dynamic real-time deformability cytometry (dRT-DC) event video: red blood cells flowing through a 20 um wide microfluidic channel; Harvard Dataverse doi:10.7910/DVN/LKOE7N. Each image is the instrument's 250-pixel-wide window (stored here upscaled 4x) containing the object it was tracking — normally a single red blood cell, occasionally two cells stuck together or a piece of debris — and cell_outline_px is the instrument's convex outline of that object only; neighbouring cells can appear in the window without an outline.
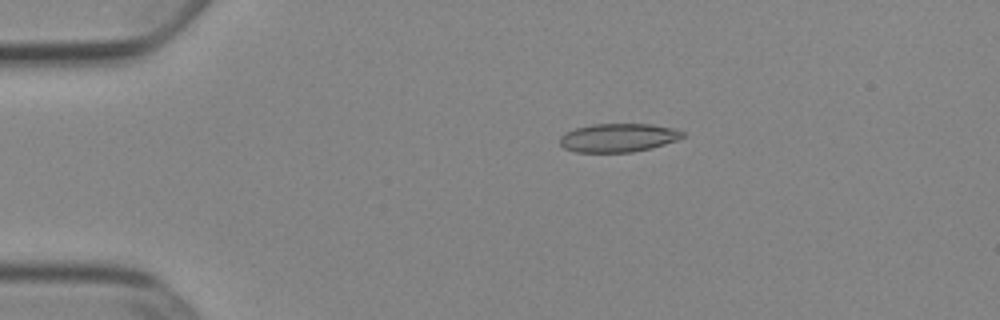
{"species": "Egyptian fruit bat (a non-hibernating species)", "species_latin": "Rousettus aegyptiacus", "temperature_condition": "cold", "stored_images_in_passage": 52, "camera_frame_rate_fps": 3000, "um_per_image_px": 0.085, "animal": {"sex": "female"}, "frame": {"image": 1, "passage_image": 11, "time_ms": 3.333, "image_size_px": [1000, 320], "cell_outline_px": [[684, 136], [676, 140], [652, 148], [632, 152], [576, 152], [564, 148], [560, 144], [560, 136], [576, 128], [592, 124], [652, 124], [676, 128], [684, 132]], "centroid_in_image_um": [52.58, 11.7], "position_along_channel_um": 32.4, "area_um2": 20.4}}
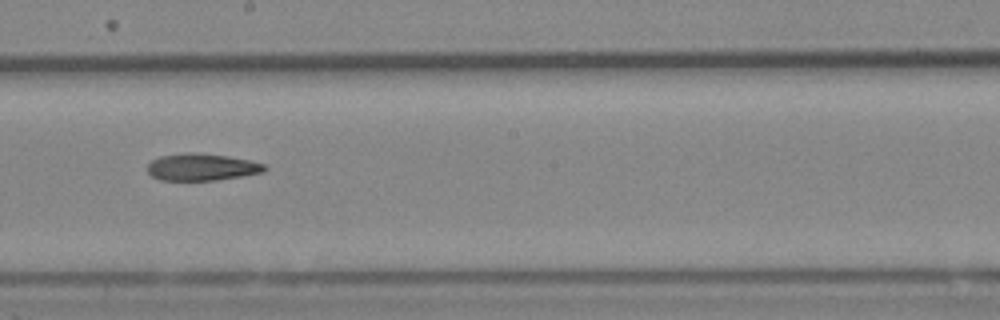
{"frame": {"image": 2, "passage_image": 30, "time_ms": 9.667, "image_size_px": [1000, 320], "cell_outline_px": [[268, 168], [264, 172], [216, 180], [160, 180], [152, 176], [148, 172], [148, 164], [152, 160], [160, 156], [188, 152], [192, 152], [228, 156], [248, 160], [264, 164]], "centroid_in_image_um": [17.14, 14.2], "position_along_channel_um": 231.1, "area_um2": 18.32}}
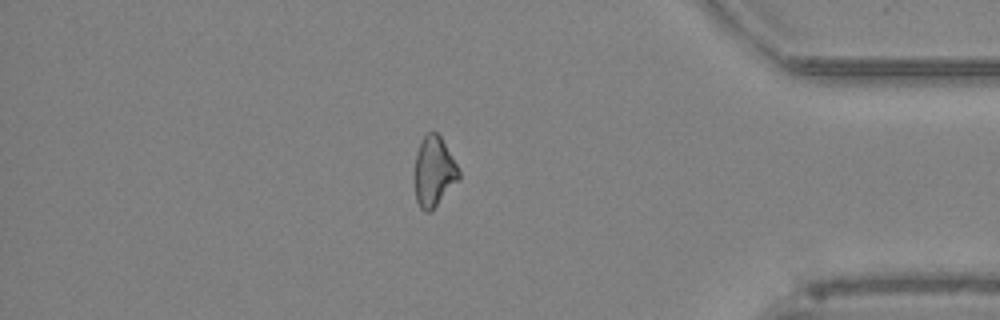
{"frame": {"image": 3, "passage_image": 45, "time_ms": 14.667, "image_size_px": [1000, 320], "cell_outline_px": [[460, 180], [432, 212], [424, 212], [420, 208], [416, 200], [412, 180], [416, 152], [424, 136], [428, 132], [436, 132], [440, 136], [456, 164], [460, 172]], "centroid_in_image_um": [36.85, 14.66], "position_along_channel_um": 398.4, "area_um2": 18.67}}